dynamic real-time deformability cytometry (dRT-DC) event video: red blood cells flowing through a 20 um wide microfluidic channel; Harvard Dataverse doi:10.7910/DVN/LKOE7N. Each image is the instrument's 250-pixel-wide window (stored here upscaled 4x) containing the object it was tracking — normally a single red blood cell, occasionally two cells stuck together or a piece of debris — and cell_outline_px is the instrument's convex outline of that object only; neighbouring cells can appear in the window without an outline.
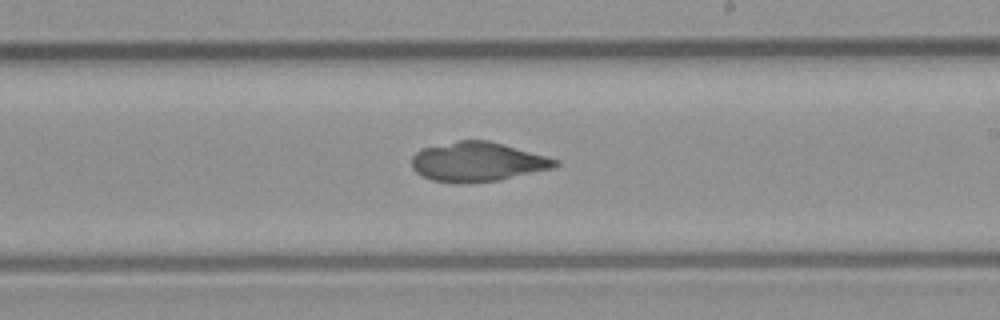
{"species": "common noctule bat (a hibernating species)", "species_latin": "Nyctalus noctula", "temperature_condition": "room temperature", "stored_images_in_passage": 36, "camera_frame_rate_fps": 3000, "um_per_image_px": 0.085, "animal": {"sex": "male", "body_mass_g": 23.1, "forearm_length_mm": 52.7}, "frame": {"image": 1, "passage_image": 17, "time_ms": 5.333, "image_size_px": [1000, 320], "cell_outline_px": [[560, 164], [556, 168], [496, 180], [432, 180], [416, 172], [412, 168], [412, 156], [420, 148], [456, 140], [488, 140], [560, 160]], "centroid_in_image_um": [40.61, 13.7], "position_along_channel_um": 248.4, "area_um2": 32.08}}